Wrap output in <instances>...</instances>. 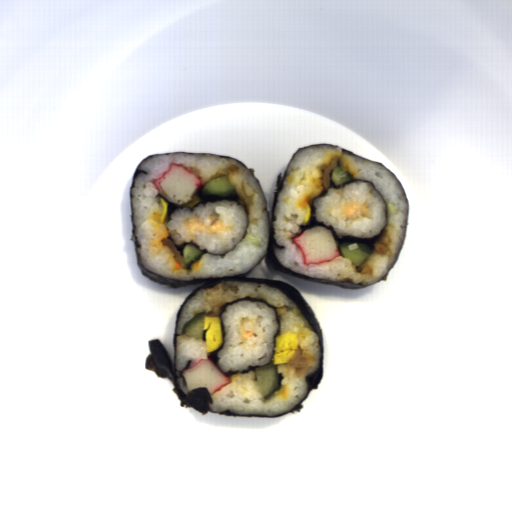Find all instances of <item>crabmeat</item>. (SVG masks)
<instances>
[{
  "label": "crabmeat",
  "mask_w": 512,
  "mask_h": 512,
  "mask_svg": "<svg viewBox=\"0 0 512 512\" xmlns=\"http://www.w3.org/2000/svg\"><path fill=\"white\" fill-rule=\"evenodd\" d=\"M171 203L185 205L200 191L202 181L181 165L169 164L167 170L151 182Z\"/></svg>",
  "instance_id": "f7934b28"
},
{
  "label": "crabmeat",
  "mask_w": 512,
  "mask_h": 512,
  "mask_svg": "<svg viewBox=\"0 0 512 512\" xmlns=\"http://www.w3.org/2000/svg\"><path fill=\"white\" fill-rule=\"evenodd\" d=\"M292 240L301 251L305 265L332 262L341 256L337 249L338 242L333 238L331 230L324 226L304 230Z\"/></svg>",
  "instance_id": "ab03a17e"
},
{
  "label": "crabmeat",
  "mask_w": 512,
  "mask_h": 512,
  "mask_svg": "<svg viewBox=\"0 0 512 512\" xmlns=\"http://www.w3.org/2000/svg\"><path fill=\"white\" fill-rule=\"evenodd\" d=\"M180 374L185 378L188 393L196 388H207L212 395L230 380L210 357L191 361Z\"/></svg>",
  "instance_id": "da637512"
}]
</instances>
